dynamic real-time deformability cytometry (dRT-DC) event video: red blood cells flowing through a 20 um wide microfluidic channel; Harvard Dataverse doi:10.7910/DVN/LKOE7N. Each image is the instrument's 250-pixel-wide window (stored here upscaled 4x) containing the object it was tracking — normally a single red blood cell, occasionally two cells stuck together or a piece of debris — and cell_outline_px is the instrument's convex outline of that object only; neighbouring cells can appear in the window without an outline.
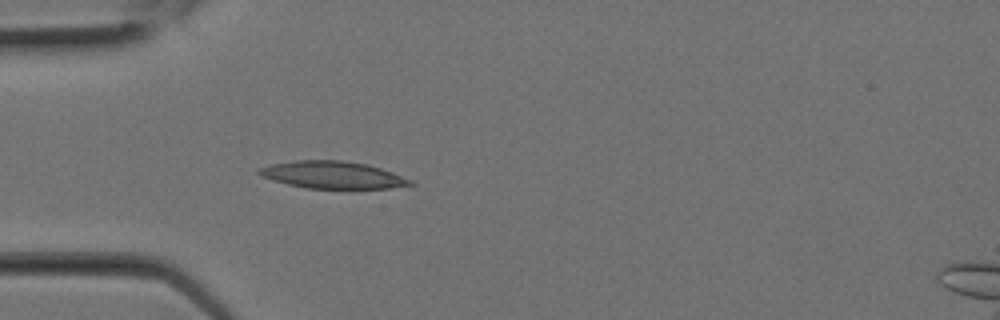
{"species": "Egyptian fruit bat (a non-hibernating species)", "species_latin": "Rousettus aegyptiacus", "temperature_condition": "room temperature", "stored_images_in_passage": 3, "camera_frame_rate_fps": 3000, "um_per_image_px": 0.085, "animal": {"sex": "female"}, "frame": {"image": 1, "passage_image": 3, "time_ms": 0.667, "image_size_px": [1000, 320], "cell_outline_px": [[416, 184], [388, 188], [308, 188], [288, 184], [272, 180], [260, 176], [256, 172], [260, 168], [272, 164], [292, 160], [344, 160], [368, 164], [392, 172], [412, 180]], "centroid_in_image_um": [28.26, 14.85], "position_along_channel_um": 56.7, "area_um2": 23.93}}